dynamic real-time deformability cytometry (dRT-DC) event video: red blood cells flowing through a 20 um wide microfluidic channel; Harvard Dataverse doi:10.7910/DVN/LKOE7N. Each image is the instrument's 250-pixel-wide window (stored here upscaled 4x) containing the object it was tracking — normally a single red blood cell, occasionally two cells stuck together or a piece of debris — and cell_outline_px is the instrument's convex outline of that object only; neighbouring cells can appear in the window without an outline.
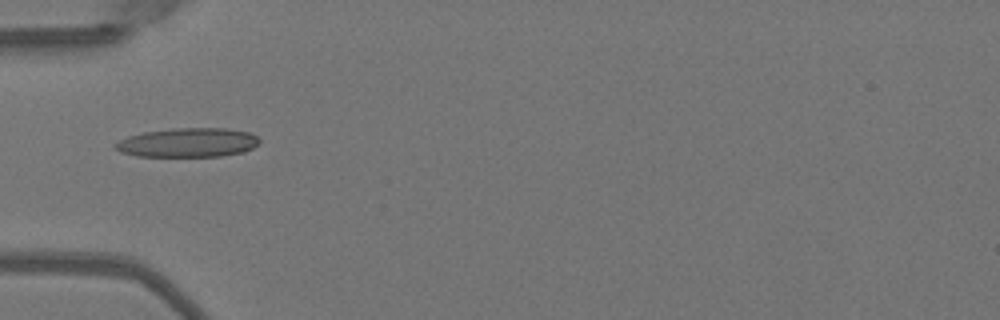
{"species": "Egyptian fruit bat (a non-hibernating species)", "species_latin": "Rousettus aegyptiacus", "temperature_condition": "warm", "stored_images_in_passage": 35, "camera_frame_rate_fps": 3000, "um_per_image_px": 0.085, "animal": {"sex": "female"}, "frame": {"image": 1, "passage_image": 1, "time_ms": 0.0, "image_size_px": [1000, 320], "cell_outline_px": [[260, 144], [244, 152], [220, 156], [136, 156], [120, 152], [112, 148], [112, 144], [128, 136], [144, 132], [172, 128], [224, 128], [248, 132], [256, 136], [260, 140]], "centroid_in_image_um": [15.94, 12.12], "position_along_channel_um": 69.1, "area_um2": 24.62}}
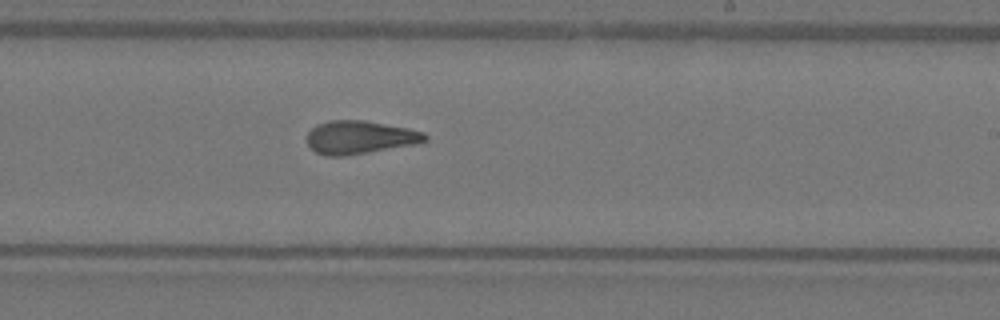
{"frame": {"image": 2, "passage_image": 15, "time_ms": 4.667, "image_size_px": [1000, 320], "cell_outline_px": [[428, 140], [416, 144], [344, 156], [324, 156], [316, 152], [308, 144], [308, 132], [316, 124], [328, 120], [364, 120], [408, 128], [424, 132], [428, 136]], "centroid_in_image_um": [30.59, 11.67], "position_along_channel_um": 258.4, "area_um2": 22.83}}
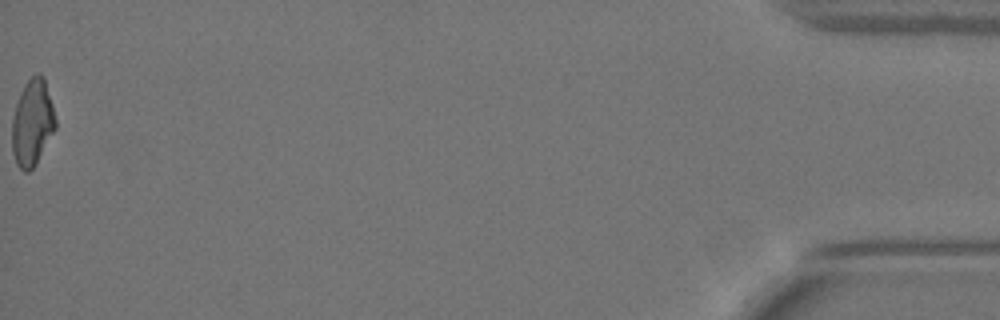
{"frame": {"image": 3, "passage_image": 35, "time_ms": 11.333, "image_size_px": [1000, 320], "cell_outline_px": [[56, 128], [36, 164], [28, 172], [24, 172], [16, 164], [12, 152], [12, 116], [20, 92], [24, 84], [36, 72], [44, 76], [52, 104], [56, 120]], "centroid_in_image_um": [2.74, 10.43], "position_along_channel_um": 432.5, "area_um2": 22.02}, "authors_computed_cell_mechanics": {"area_um2": 22.4264, "velocity_mm_per_s": 4.054, "shape_relaxation_time_tau1_ms": 8.7495, "shape_relaxation_time_tau2_ms": 2.2824, "deformation_change_tau1": 0.2413, "deformation_change_tau2": 0.1165}}